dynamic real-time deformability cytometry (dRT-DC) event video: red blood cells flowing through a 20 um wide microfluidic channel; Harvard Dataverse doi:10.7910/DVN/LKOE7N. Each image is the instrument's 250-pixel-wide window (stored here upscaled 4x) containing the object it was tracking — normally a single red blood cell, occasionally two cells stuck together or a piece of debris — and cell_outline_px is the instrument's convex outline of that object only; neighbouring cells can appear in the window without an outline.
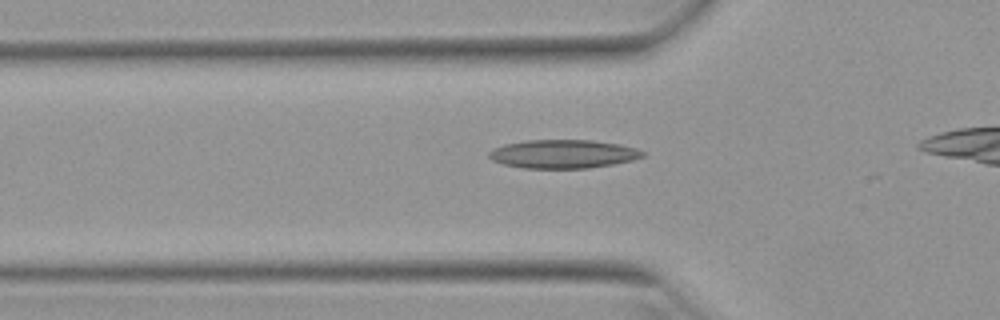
{"species": "Egyptian fruit bat (a non-hibernating species)", "species_latin": "Rousettus aegyptiacus", "temperature_condition": "warm", "stored_images_in_passage": 26, "camera_frame_rate_fps": 3000, "um_per_image_px": 0.085, "animal": {"sex": "female"}, "frame": {"image": 1, "passage_image": 9, "time_ms": 2.667, "image_size_px": [1000, 320], "cell_outline_px": [[644, 156], [632, 160], [612, 164], [588, 168], [520, 168], [504, 164], [492, 160], [488, 156], [488, 152], [492, 148], [504, 144], [528, 140], [592, 140], [620, 144], [636, 148], [644, 152]], "centroid_in_image_um": [47.84, 13.08], "position_along_channel_um": 78.0, "area_um2": 25.61}}
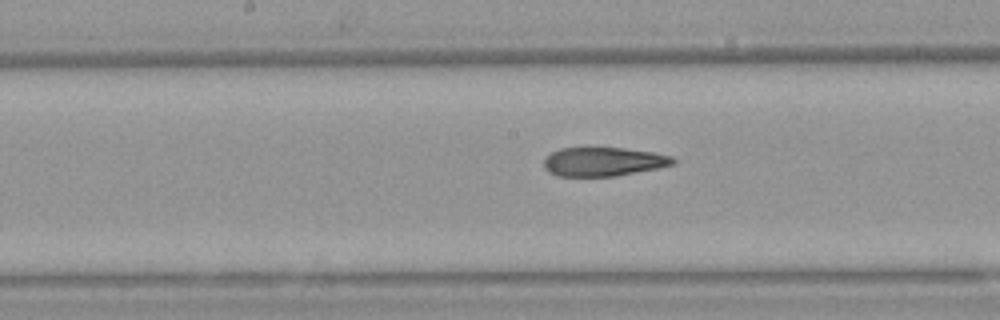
{"frame": {"image": 2, "passage_image": 18, "time_ms": 5.667, "image_size_px": [1000, 320], "cell_outline_px": [[676, 164], [660, 168], [616, 176], [556, 176], [548, 172], [544, 168], [544, 156], [560, 148], [624, 148], [652, 152], [672, 156], [676, 160]], "centroid_in_image_um": [51.29, 13.75], "position_along_channel_um": 196.9, "area_um2": 21.96}}
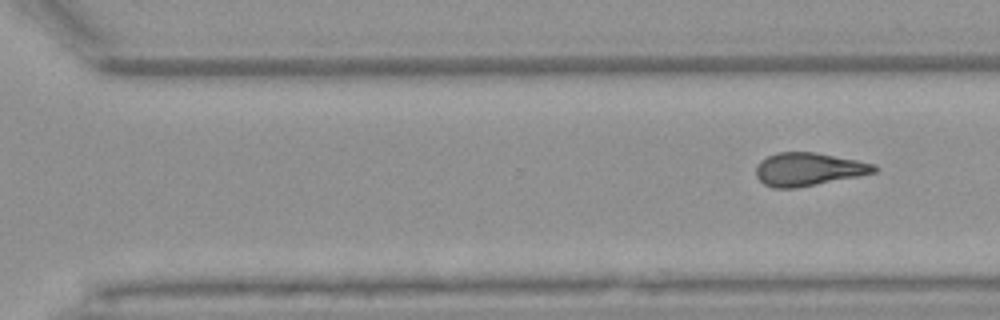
{"frame": {"image": 3, "passage_image": 26, "time_ms": 8.333, "image_size_px": [1000, 320], "cell_outline_px": [[880, 168], [876, 172], [860, 176], [796, 188], [772, 188], [764, 184], [756, 176], [756, 164], [760, 160], [776, 152], [816, 152], [876, 164]], "centroid_in_image_um": [68.72, 14.38], "position_along_channel_um": 301.9, "area_um2": 23.0}}